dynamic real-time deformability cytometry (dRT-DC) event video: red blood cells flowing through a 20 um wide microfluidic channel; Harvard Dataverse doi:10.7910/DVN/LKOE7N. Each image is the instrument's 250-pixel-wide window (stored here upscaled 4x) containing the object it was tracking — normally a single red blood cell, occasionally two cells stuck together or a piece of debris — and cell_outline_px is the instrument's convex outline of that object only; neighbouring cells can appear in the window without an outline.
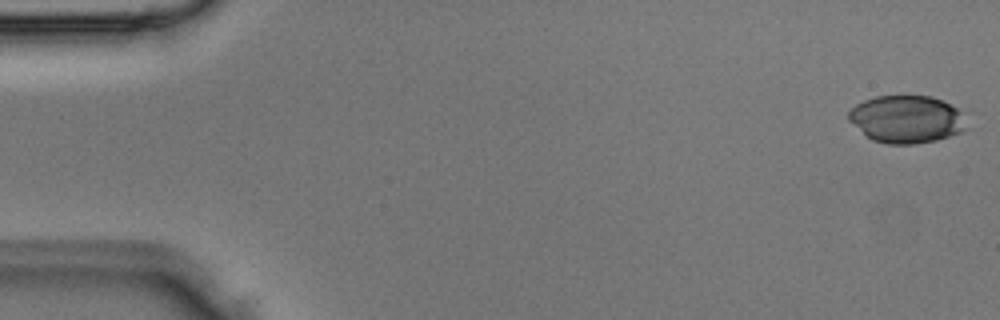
{"species": "Egyptian fruit bat (a non-hibernating species)", "species_latin": "Rousettus aegyptiacus", "temperature_condition": "room temperature", "stored_images_in_passage": 5, "camera_frame_rate_fps": 3000, "um_per_image_px": 0.085, "animal": {"sex": "male"}, "frame": {"image": 1, "passage_image": 5, "time_ms": 1.333, "image_size_px": [1000, 320], "cell_outline_px": [[972, 112], [968, 128], [960, 132], [936, 140], [912, 144], [888, 144], [872, 140], [848, 120], [848, 112], [856, 104], [864, 100], [876, 96], [900, 92], [932, 96], [972, 108]], "centroid_in_image_um": [77.26, 10.05], "position_along_channel_um": 7.7, "area_um2": 34.97}}